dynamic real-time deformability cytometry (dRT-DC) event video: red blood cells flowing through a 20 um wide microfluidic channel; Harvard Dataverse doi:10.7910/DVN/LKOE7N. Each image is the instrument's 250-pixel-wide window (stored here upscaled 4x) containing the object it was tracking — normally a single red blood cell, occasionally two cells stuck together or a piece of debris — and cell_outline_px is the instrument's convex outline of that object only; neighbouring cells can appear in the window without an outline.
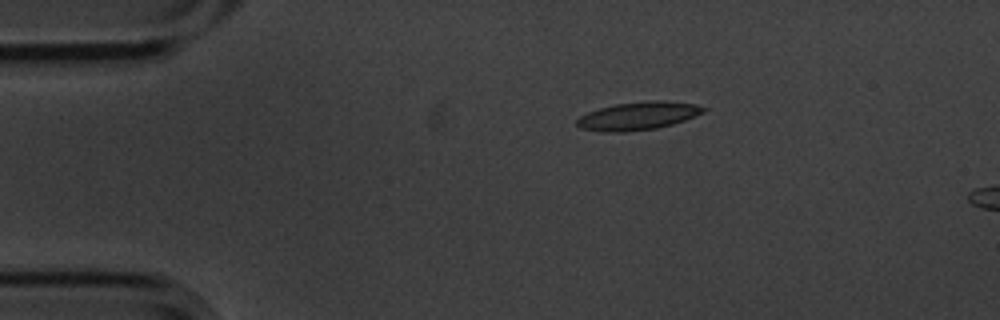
{"species": "common noctule bat (a hibernating species)", "species_latin": "Nyctalus noctula", "temperature_condition": "cold", "stored_images_in_passage": 3, "camera_frame_rate_fps": 3000, "um_per_image_px": 0.085, "animal": {"sex": "male", "body_mass_g": 20.1, "forearm_length_mm": 53.5}, "frame": {"image": 1, "passage_image": 1, "time_ms": 0.0, "image_size_px": [1000, 320], "cell_outline_px": [[708, 108], [704, 112], [684, 120], [672, 124], [656, 128], [624, 132], [604, 132], [580, 128], [576, 124], [576, 120], [580, 116], [588, 112], [600, 108], [616, 104], [648, 100], [660, 100], [696, 104]], "centroid_in_image_um": [54.23, 9.85], "position_along_channel_um": 30.8, "area_um2": 20.63}}